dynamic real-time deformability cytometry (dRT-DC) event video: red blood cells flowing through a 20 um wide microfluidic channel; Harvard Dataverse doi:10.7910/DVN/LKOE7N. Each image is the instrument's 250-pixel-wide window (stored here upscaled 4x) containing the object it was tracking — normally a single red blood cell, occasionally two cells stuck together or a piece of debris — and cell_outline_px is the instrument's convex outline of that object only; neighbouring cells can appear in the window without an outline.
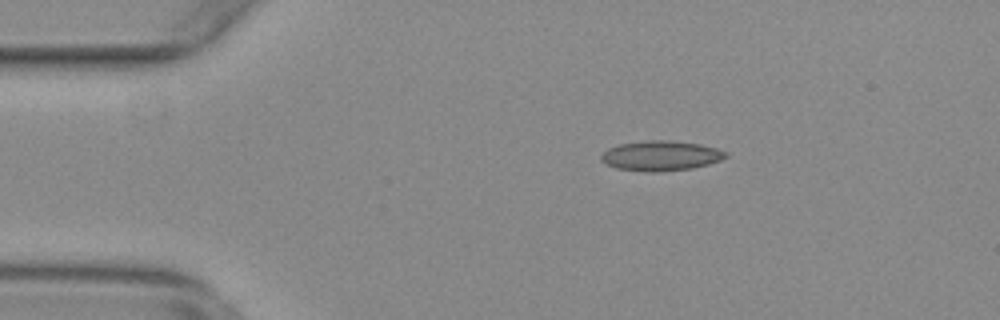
{"species": "common noctule bat (a hibernating species)", "species_latin": "Nyctalus noctula", "temperature_condition": "warm", "stored_images_in_passage": 48, "camera_frame_rate_fps": 3000, "um_per_image_px": 0.085, "animal": {"sex": "female", "body_mass_g": 29.2, "forearm_length_mm": 56.3}, "frame": {"image": 1, "passage_image": 3, "time_ms": 0.667, "image_size_px": [1000, 320], "cell_outline_px": [[728, 156], [720, 160], [708, 164], [692, 168], [656, 172], [648, 172], [616, 168], [600, 160], [600, 156], [608, 148], [620, 144], [648, 140], [668, 140], [700, 144], [716, 148], [728, 152]], "centroid_in_image_um": [56.18, 13.24], "position_along_channel_um": 28.8, "area_um2": 21.68}}
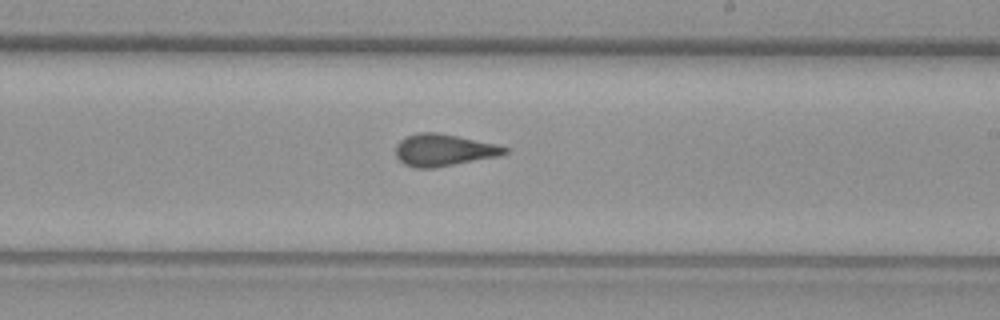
{"frame": {"image": 2, "passage_image": 25, "time_ms": 8.0, "image_size_px": [1000, 320], "cell_outline_px": [[508, 152], [500, 156], [432, 168], [412, 168], [404, 164], [396, 156], [396, 144], [404, 136], [420, 132], [436, 132], [496, 144], [508, 148]], "centroid_in_image_um": [37.68, 12.76], "position_along_channel_um": 251.3, "area_um2": 20.29}}
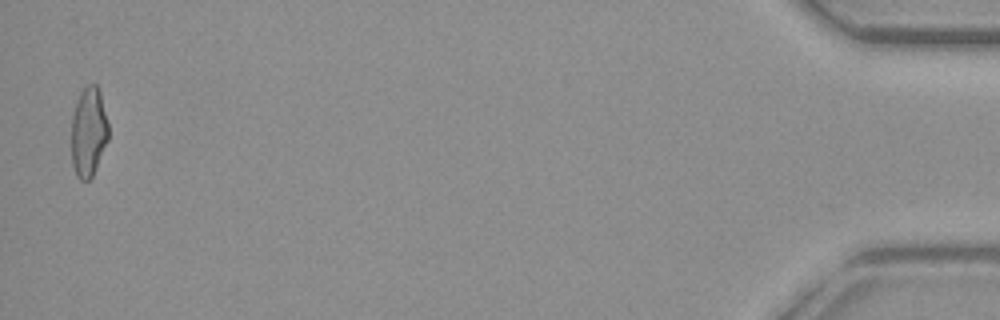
{"frame": {"image": 3, "passage_image": 47, "time_ms": 15.333, "image_size_px": [1000, 320], "cell_outline_px": [[108, 140], [92, 176], [88, 180], [80, 180], [76, 176], [72, 164], [72, 116], [80, 92], [88, 84], [96, 84], [100, 92], [108, 120]], "centroid_in_image_um": [7.53, 11.21], "position_along_channel_um": 427.7, "area_um2": 19.25}, "authors_computed_cell_mechanics": {"area_um2": 20.2011, "velocity_mm_per_s": 3.7692, "shape_relaxation_time_tau1_ms": null, "shape_relaxation_time_tau2_ms": 1.249, "deformation_change_tau1": null, "deformation_change_tau2": 0.0904}}